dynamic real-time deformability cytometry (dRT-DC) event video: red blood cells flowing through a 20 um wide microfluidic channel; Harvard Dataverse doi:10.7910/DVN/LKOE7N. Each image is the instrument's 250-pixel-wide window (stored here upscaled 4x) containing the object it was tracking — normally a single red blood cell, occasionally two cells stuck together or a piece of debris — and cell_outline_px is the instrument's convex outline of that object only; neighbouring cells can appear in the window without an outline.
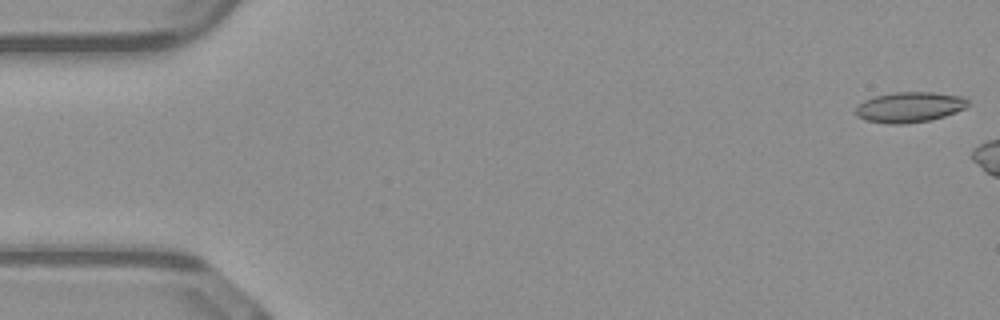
{"species": "common noctule bat (a hibernating species)", "species_latin": "Nyctalus noctula", "temperature_condition": "warm", "stored_images_in_passage": 6, "camera_frame_rate_fps": 3000, "um_per_image_px": 0.085, "animal": {"sex": "male", "body_mass_g": 23.1, "forearm_length_mm": 52.7}, "frame": {"image": 1, "passage_image": 1, "time_ms": 0.0, "image_size_px": [1000, 320], "cell_outline_px": [[968, 108], [944, 116], [928, 120], [904, 124], [892, 124], [864, 120], [856, 116], [856, 108], [864, 100], [876, 96], [896, 92], [932, 92], [964, 96], [968, 100]], "centroid_in_image_um": [77.34, 9.1], "position_along_channel_um": 7.7, "area_um2": 19.88}}